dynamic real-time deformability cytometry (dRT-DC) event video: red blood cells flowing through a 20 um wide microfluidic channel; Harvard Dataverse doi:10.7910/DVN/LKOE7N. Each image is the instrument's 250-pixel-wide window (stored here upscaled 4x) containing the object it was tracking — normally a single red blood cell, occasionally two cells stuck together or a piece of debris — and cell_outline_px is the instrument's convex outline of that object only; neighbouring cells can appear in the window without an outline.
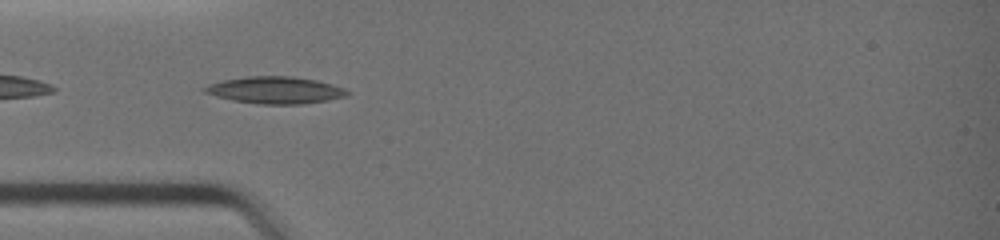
{"species": "common noctule bat (a hibernating species)", "species_latin": "Nyctalus noctula", "temperature_condition": "warm", "stored_images_in_passage": 28, "camera_frame_rate_fps": 3000, "um_per_image_px": 0.085, "animal": {"sex": "female", "body_mass_g": 19.0, "forearm_length_mm": 51.5}, "frame": {"image": 1, "passage_image": 2, "time_ms": 0.333, "image_size_px": [1000, 240], "cell_outline_px": [[352, 92], [348, 96], [328, 100], [300, 104], [260, 104], [232, 100], [216, 96], [204, 92], [200, 88], [208, 84], [224, 80], [248, 76], [292, 76], [316, 80], [332, 84], [344, 88]], "centroid_in_image_um": [23.41, 7.66], "position_along_channel_um": 61.6, "area_um2": 22.48}}
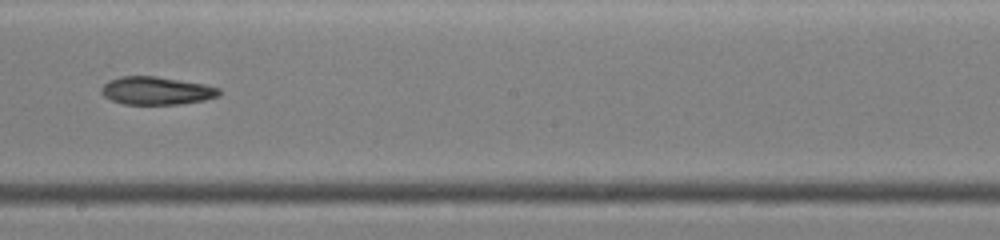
{"frame": {"image": 2, "passage_image": 13, "time_ms": 4.0, "image_size_px": [1000, 240], "cell_outline_px": [[220, 96], [204, 100], [180, 104], [124, 104], [112, 100], [104, 96], [100, 92], [100, 88], [108, 80], [120, 76], [156, 76], [204, 84], [220, 88]], "centroid_in_image_um": [13.28, 7.7], "position_along_channel_um": 234.9, "area_um2": 19.25}}
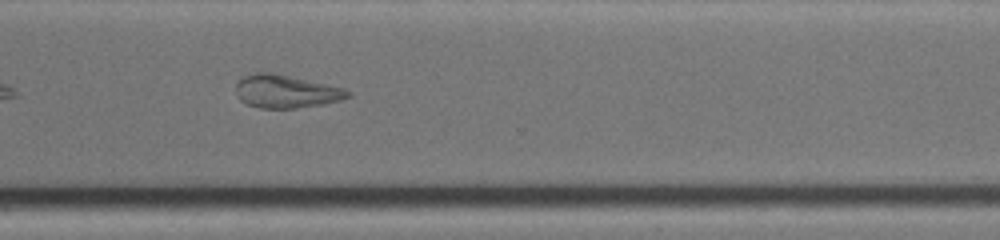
{"frame": {"image": 3, "passage_image": 20, "time_ms": 6.333, "image_size_px": [1000, 240], "cell_outline_px": [[352, 96], [340, 100], [324, 104], [296, 108], [260, 108], [248, 104], [240, 100], [236, 96], [236, 84], [244, 76], [256, 72], [272, 72], [344, 88], [352, 92]], "centroid_in_image_um": [24.32, 7.77], "position_along_channel_um": 346.3, "area_um2": 21.56}}